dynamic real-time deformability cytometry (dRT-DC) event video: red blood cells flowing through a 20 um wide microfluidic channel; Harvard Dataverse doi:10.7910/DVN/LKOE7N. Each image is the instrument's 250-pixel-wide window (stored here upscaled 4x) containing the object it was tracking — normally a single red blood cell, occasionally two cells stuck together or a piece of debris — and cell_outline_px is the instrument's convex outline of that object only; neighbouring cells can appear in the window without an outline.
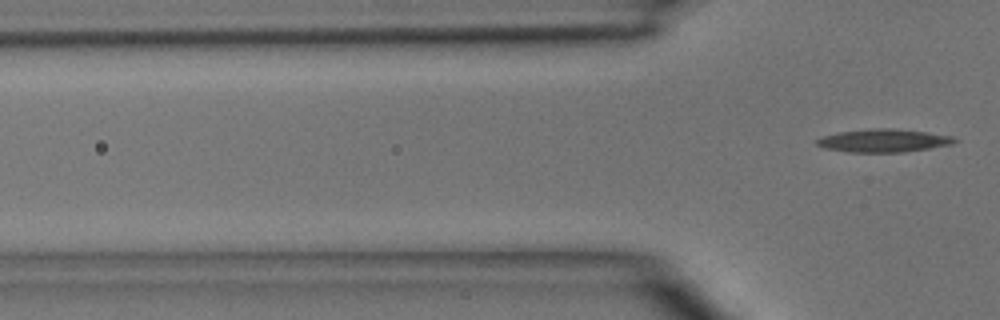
{"species": "common noctule bat (a hibernating species)", "species_latin": "Nyctalus noctula", "temperature_condition": "room temperature", "stored_images_in_passage": 7, "segment_of_instrument_passage": [2, 2], "camera_frame_rate_fps": 3000, "um_per_image_px": 0.085, "animal": {"sex": "male", "body_mass_g": 15.6}, "frame": {"image": 1, "passage_image": 7, "time_ms": 7.0, "image_size_px": [1000, 320], "cell_outline_px": [[956, 140], [952, 144], [904, 152], [848, 152], [824, 148], [816, 144], [816, 140], [820, 136], [840, 132], [872, 128], [892, 128], [928, 132], [952, 136]], "centroid_in_image_um": [75.06, 11.94], "position_along_channel_um": 50.7, "area_um2": 18.44}}